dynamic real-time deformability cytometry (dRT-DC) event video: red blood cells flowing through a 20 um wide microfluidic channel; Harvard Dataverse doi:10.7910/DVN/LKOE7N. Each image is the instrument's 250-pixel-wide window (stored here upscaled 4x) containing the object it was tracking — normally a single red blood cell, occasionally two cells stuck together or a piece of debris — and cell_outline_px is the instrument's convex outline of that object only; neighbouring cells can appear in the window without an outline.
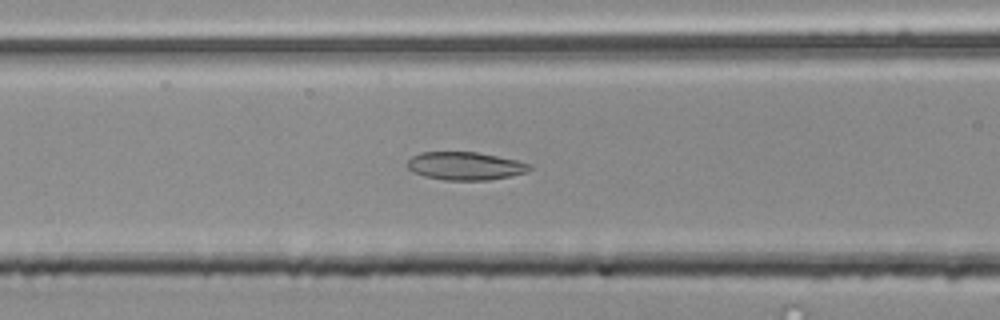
{"species": "common noctule bat (a hibernating species)", "species_latin": "Nyctalus noctula", "temperature_condition": "room temperature", "stored_images_in_passage": 41, "camera_frame_rate_fps": 3000, "um_per_image_px": 0.085, "animal": {"sex": "male", "body_mass_g": 20.4}, "frame": {"image": 1, "passage_image": 9, "time_ms": 2.667, "image_size_px": [1000, 320], "cell_outline_px": [[532, 168], [528, 172], [512, 176], [488, 180], [444, 180], [424, 176], [412, 172], [404, 164], [412, 156], [420, 152], [476, 152], [516, 160], [532, 164]], "centroid_in_image_um": [39.53, 14.11], "position_along_channel_um": 127.1, "area_um2": 20.17}}
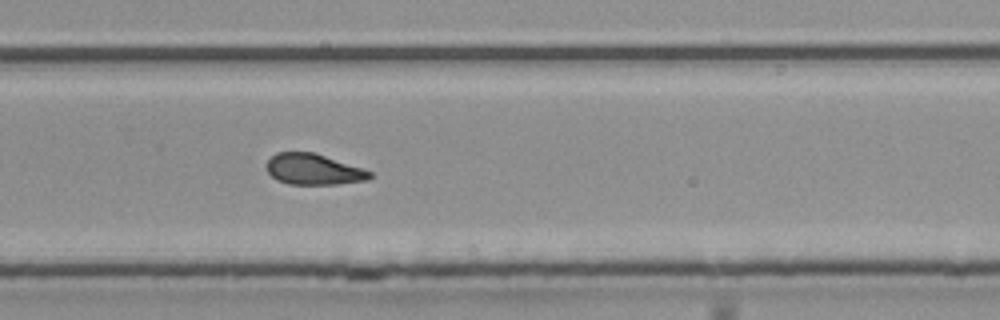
{"frame": {"image": 2, "passage_image": 23, "time_ms": 7.333, "image_size_px": [1000, 320], "cell_outline_px": [[372, 176], [368, 180], [336, 184], [288, 184], [276, 180], [264, 168], [264, 164], [276, 152], [316, 152], [372, 172]], "centroid_in_image_um": [26.6, 14.39], "position_along_channel_um": 303.2, "area_um2": 18.73}}
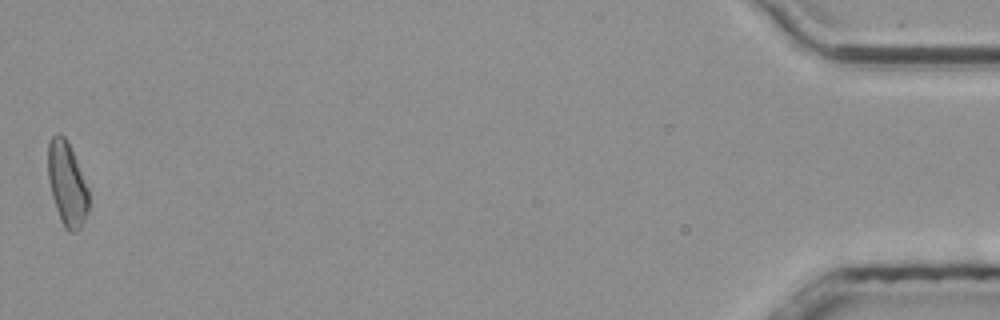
{"frame": {"image": 3, "passage_image": 41, "time_ms": 13.333, "image_size_px": [1000, 320], "cell_outline_px": [[88, 212], [80, 228], [76, 232], [68, 232], [64, 228], [60, 220], [52, 196], [48, 176], [48, 144], [52, 136], [56, 132], [60, 132], [68, 140], [88, 188]], "centroid_in_image_um": [5.69, 15.62], "position_along_channel_um": 429.5, "area_um2": 20.0}, "authors_computed_cell_mechanics": {"area_um2": 19.363, "velocity_mm_per_s": 3.7863, "shape_relaxation_time_tau1_ms": null, "shape_relaxation_time_tau2_ms": 3.9203, "deformation_change_tau1": null, "deformation_change_tau2": 0.1105}}